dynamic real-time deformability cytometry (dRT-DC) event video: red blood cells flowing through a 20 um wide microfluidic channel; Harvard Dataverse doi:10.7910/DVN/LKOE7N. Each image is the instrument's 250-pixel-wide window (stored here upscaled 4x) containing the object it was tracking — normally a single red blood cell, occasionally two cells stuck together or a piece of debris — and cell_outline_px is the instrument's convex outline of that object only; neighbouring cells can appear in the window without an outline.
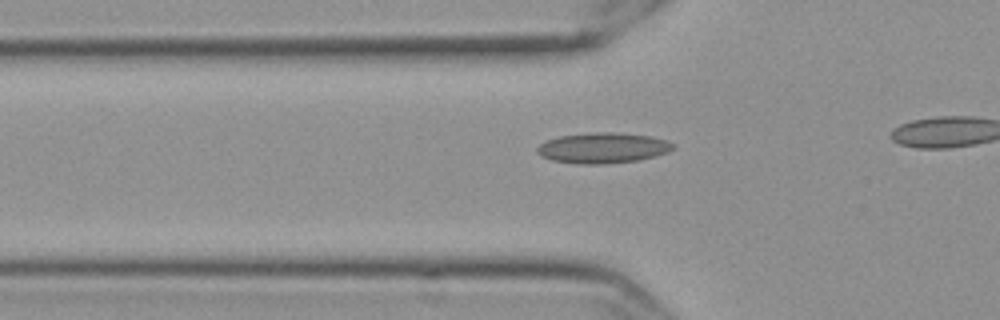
{"species": "Egyptian fruit bat (a non-hibernating species)", "species_latin": "Rousettus aegyptiacus", "temperature_condition": "cold", "stored_images_in_passage": 21, "camera_frame_rate_fps": 3000, "um_per_image_px": 0.085, "frame": {"image": 1, "passage_image": 15, "time_ms": 4.667, "image_size_px": [1000, 320], "cell_outline_px": [[676, 148], [668, 152], [656, 156], [636, 160], [604, 164], [580, 164], [552, 160], [540, 156], [536, 152], [536, 148], [540, 144], [548, 140], [560, 136], [592, 132], [616, 132], [652, 136], [668, 140], [676, 144]], "centroid_in_image_um": [51.29, 12.57], "position_along_channel_um": 74.5, "area_um2": 24.39}}